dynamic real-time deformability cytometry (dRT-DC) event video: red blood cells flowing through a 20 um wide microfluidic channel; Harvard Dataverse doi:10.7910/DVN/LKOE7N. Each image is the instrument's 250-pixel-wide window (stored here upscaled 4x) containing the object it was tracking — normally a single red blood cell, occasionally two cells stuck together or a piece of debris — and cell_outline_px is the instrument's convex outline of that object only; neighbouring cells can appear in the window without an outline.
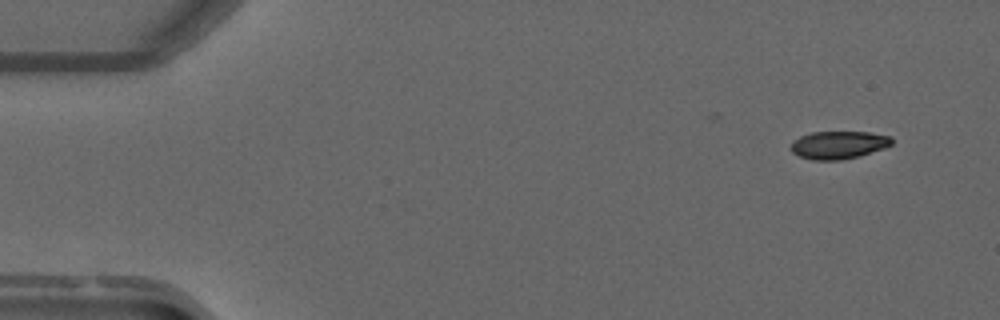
{"species": "common noctule bat (a hibernating species)", "species_latin": "Nyctalus noctula", "temperature_condition": "warm", "stored_images_in_passage": 5, "camera_frame_rate_fps": 3000, "um_per_image_px": 0.085, "animal": {"sex": "male", "forearm_length_mm": 52.5}, "frame": {"image": 1, "passage_image": 1, "time_ms": 0.0, "image_size_px": [1000, 320], "cell_outline_px": [[892, 144], [884, 148], [860, 156], [840, 160], [812, 160], [800, 156], [792, 152], [792, 140], [800, 136], [812, 132], [868, 132], [892, 136]], "centroid_in_image_um": [71.29, 12.31], "position_along_channel_um": 13.7, "area_um2": 16.36}}
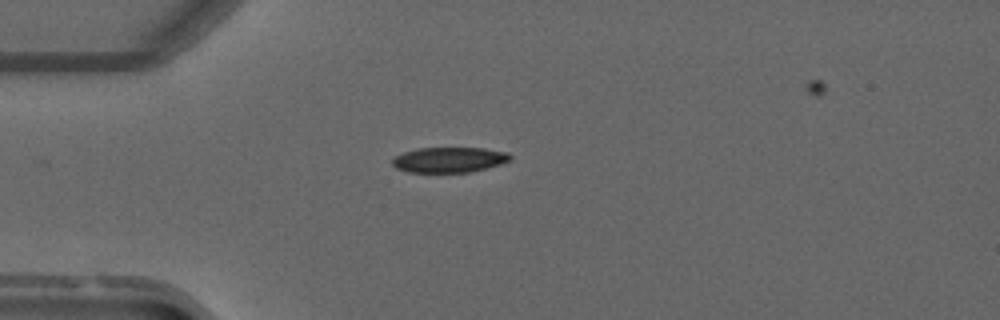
{"frame": {"image": 2, "passage_image": 4, "time_ms": 1.0, "image_size_px": [1000, 320], "cell_outline_px": [[512, 156], [508, 160], [500, 164], [488, 168], [468, 172], [408, 172], [396, 168], [392, 164], [392, 160], [396, 156], [404, 152], [416, 148], [484, 148], [508, 152]], "centroid_in_image_um": [38.18, 13.58], "position_along_channel_um": 46.8, "area_um2": 17.34}}